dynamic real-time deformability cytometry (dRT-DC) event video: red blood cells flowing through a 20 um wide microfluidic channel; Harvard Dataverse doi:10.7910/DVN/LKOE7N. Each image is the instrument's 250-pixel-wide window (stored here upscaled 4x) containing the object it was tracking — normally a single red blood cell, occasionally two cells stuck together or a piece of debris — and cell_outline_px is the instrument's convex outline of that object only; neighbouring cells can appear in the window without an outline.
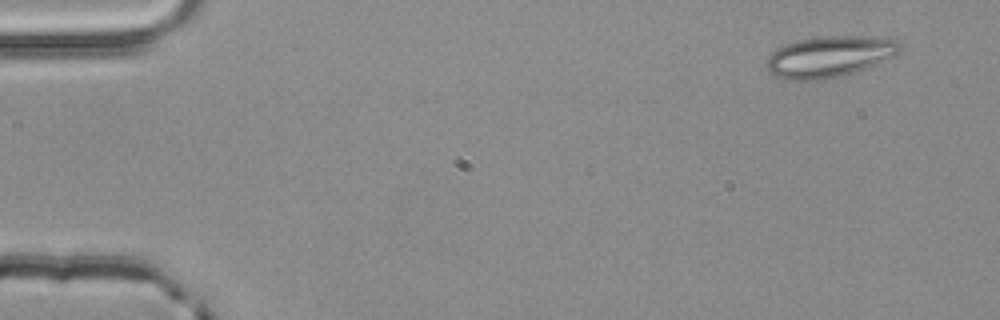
{"species": "common noctule bat (a hibernating species)", "species_latin": "Nyctalus noctula", "temperature_condition": "room temperature", "stored_images_in_passage": 3, "camera_frame_rate_fps": 3000, "um_per_image_px": 0.085, "animal": {"sex": "male", "body_mass_g": 20.4}, "frame": {"image": 1, "passage_image": 1, "time_ms": 0.0, "image_size_px": [1000, 320], "cell_outline_px": [[904, 48], [900, 52], [876, 64], [840, 76], [816, 80], [784, 80], [772, 76], [764, 64], [768, 56], [776, 48], [800, 40], [820, 36], [876, 36], [896, 40], [904, 44]], "centroid_in_image_um": [70.49, 4.81], "position_along_channel_um": 14.5, "area_um2": 32.19}}